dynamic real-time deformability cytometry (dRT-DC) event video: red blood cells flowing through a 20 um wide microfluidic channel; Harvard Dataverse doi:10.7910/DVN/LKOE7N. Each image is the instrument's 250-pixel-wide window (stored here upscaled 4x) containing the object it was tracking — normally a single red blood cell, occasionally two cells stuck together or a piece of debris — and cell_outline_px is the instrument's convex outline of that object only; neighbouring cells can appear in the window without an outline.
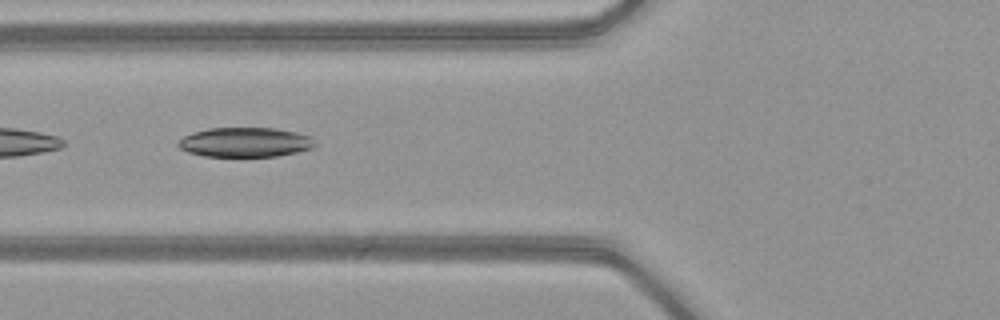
{"species": "common noctule bat (a hibernating species)", "species_latin": "Nyctalus noctula", "temperature_condition": "warm", "stored_images_in_passage": 12, "camera_frame_rate_fps": 3000, "um_per_image_px": 0.085, "animal": {"sex": "female", "body_mass_g": 21.9}, "frame": {"image": 1, "passage_image": 3, "time_ms": 0.667, "image_size_px": [1000, 320], "cell_outline_px": [[316, 144], [312, 148], [296, 152], [276, 156], [204, 156], [188, 152], [180, 148], [176, 144], [184, 136], [192, 132], [208, 128], [276, 128], [296, 132], [312, 136]], "centroid_in_image_um": [20.84, 12.08], "position_along_channel_um": 105.0, "area_um2": 23.58}}
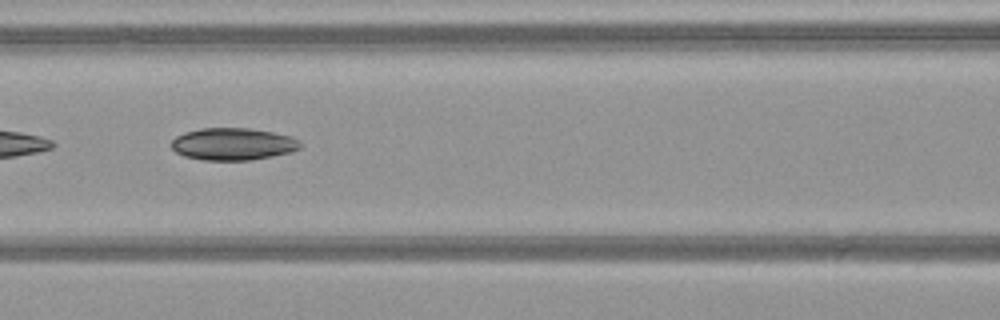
{"frame": {"image": 2, "passage_image": 6, "time_ms": 1.667, "image_size_px": [1000, 320], "cell_outline_px": [[300, 148], [292, 152], [272, 156], [248, 160], [204, 160], [184, 156], [176, 152], [172, 148], [172, 140], [176, 136], [184, 132], [200, 128], [248, 128], [272, 132], [292, 136], [300, 140]], "centroid_in_image_um": [19.81, 12.24], "position_along_channel_um": 146.8, "area_um2": 24.22}}
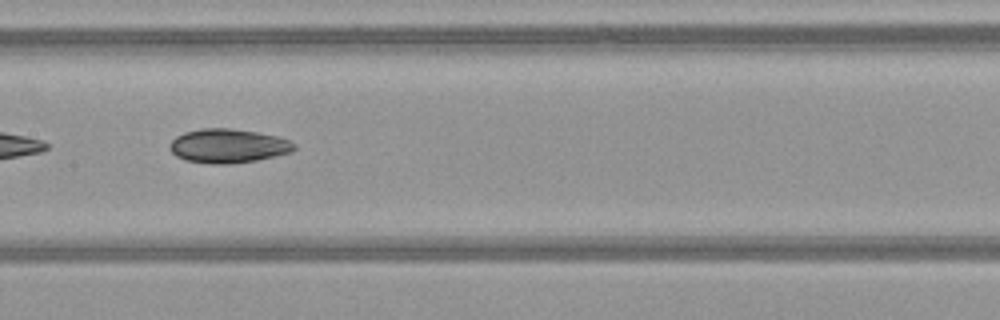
{"frame": {"image": 3, "passage_image": 9, "time_ms": 2.667, "image_size_px": [1000, 320], "cell_outline_px": [[296, 148], [292, 152], [256, 160], [228, 164], [212, 164], [184, 160], [176, 156], [172, 152], [172, 140], [176, 136], [184, 132], [200, 128], [228, 128], [256, 132], [280, 136], [292, 140], [296, 144]], "centroid_in_image_um": [19.44, 12.39], "position_along_channel_um": 188.0, "area_um2": 24.74}}